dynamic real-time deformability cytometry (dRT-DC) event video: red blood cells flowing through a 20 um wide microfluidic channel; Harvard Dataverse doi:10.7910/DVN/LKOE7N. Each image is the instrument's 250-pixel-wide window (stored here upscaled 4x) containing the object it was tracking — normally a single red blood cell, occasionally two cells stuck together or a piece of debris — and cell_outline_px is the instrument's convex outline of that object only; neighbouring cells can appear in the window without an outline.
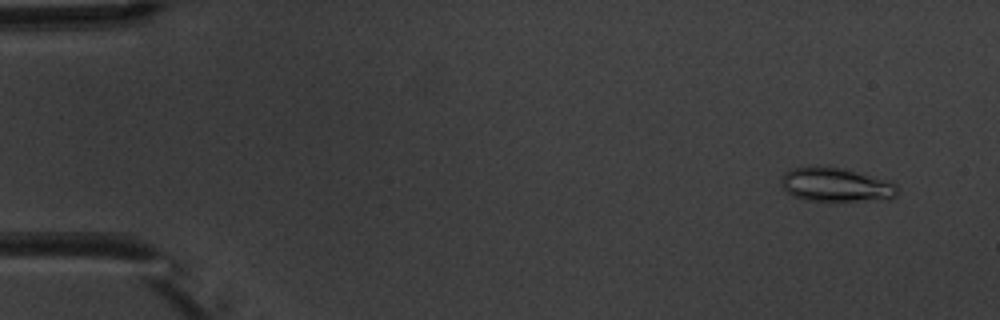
{"species": "common noctule bat (a hibernating species)", "species_latin": "Nyctalus noctula", "temperature_condition": "warm", "stored_images_in_passage": 5, "camera_frame_rate_fps": 3000, "um_per_image_px": 0.085, "animal": {"sex": "male", "body_mass_g": 20.1, "forearm_length_mm": 53.5}, "frame": {"image": 1, "passage_image": 1, "time_ms": 0.0, "image_size_px": [1000, 320], "cell_outline_px": [[896, 196], [888, 200], [804, 200], [792, 196], [784, 188], [780, 180], [784, 172], [792, 168], [808, 164], [828, 164], [844, 168], [896, 184]], "centroid_in_image_um": [70.96, 15.66], "position_along_channel_um": 14.0, "area_um2": 23.29}}